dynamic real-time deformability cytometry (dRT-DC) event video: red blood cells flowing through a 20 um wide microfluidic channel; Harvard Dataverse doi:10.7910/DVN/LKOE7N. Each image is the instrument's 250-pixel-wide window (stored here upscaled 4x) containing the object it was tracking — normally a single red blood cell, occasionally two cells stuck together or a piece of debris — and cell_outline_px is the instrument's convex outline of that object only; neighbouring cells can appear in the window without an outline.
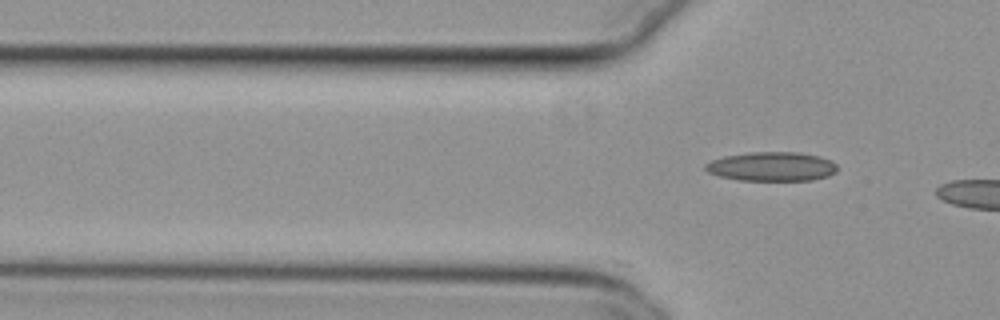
{"species": "common noctule bat (a hibernating species)", "species_latin": "Nyctalus noctula", "temperature_condition": "cold", "stored_images_in_passage": 6, "camera_frame_rate_fps": 3000, "um_per_image_px": 0.085, "animal": {"sex": "female", "body_mass_g": 29.2, "forearm_length_mm": 56.3}, "frame": {"image": 1, "passage_image": 6, "time_ms": 1.667, "image_size_px": [1000, 320], "cell_outline_px": [[836, 172], [828, 176], [812, 180], [740, 180], [720, 176], [708, 172], [704, 168], [704, 164], [712, 160], [724, 156], [748, 152], [800, 152], [820, 156], [836, 164]], "centroid_in_image_um": [65.59, 14.14], "position_along_channel_um": 60.2, "area_um2": 22.37}}